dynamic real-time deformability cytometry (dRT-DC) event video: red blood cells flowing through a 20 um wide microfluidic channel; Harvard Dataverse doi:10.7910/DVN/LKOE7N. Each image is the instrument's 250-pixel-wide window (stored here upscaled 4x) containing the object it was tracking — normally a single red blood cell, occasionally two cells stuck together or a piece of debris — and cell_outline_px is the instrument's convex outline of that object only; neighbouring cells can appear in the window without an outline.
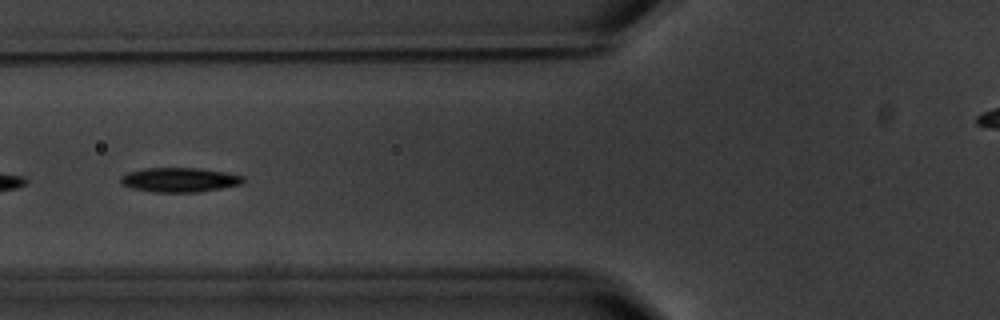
{"species": "common noctule bat (a hibernating species)", "species_latin": "Nyctalus noctula", "temperature_condition": "warm", "stored_images_in_passage": 8, "camera_frame_rate_fps": 3000, "um_per_image_px": 0.085, "animal": {"sex": "male", "body_mass_g": 20.1, "forearm_length_mm": 53.5}, "frame": {"image": 1, "passage_image": 7, "time_ms": 7.0, "image_size_px": [1000, 320], "cell_outline_px": [[244, 180], [240, 184], [200, 192], [152, 192], [132, 188], [124, 184], [120, 180], [120, 176], [128, 172], [144, 168], [200, 168], [224, 172], [244, 176]], "centroid_in_image_um": [15.24, 15.28], "position_along_channel_um": 110.6, "area_um2": 17.34}}
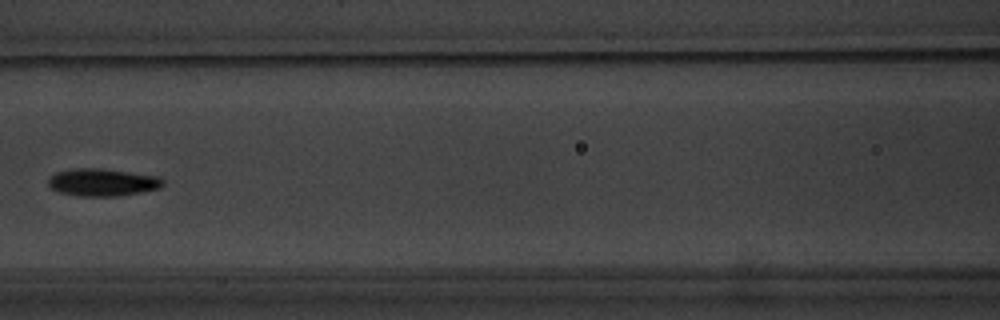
{"frame": {"image": 2, "passage_image": 8, "time_ms": 8.333, "image_size_px": [1000, 320], "cell_outline_px": [[164, 184], [160, 188], [144, 192], [116, 196], [80, 196], [60, 192], [52, 188], [48, 184], [48, 176], [56, 172], [72, 168], [100, 168], [160, 176], [164, 180]], "centroid_in_image_um": [8.73, 15.49], "position_along_channel_um": 157.9, "area_um2": 18.55}}